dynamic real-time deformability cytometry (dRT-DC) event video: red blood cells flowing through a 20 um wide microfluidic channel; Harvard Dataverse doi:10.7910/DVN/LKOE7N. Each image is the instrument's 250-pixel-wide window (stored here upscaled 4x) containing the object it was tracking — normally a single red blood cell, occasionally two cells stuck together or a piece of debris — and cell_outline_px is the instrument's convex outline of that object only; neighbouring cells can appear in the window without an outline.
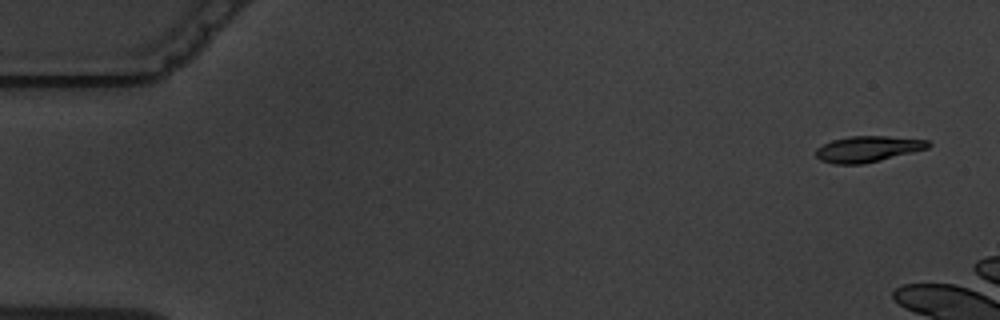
{"species": "common noctule bat (a hibernating species)", "species_latin": "Nyctalus noctula", "temperature_condition": "warm", "stored_images_in_passage": 6, "camera_frame_rate_fps": 3000, "um_per_image_px": 0.085, "animal": {"sex": "male", "body_mass_g": 19.5, "forearm_length_mm": 54.6}, "frame": {"image": 1, "passage_image": 1, "time_ms": 0.0, "image_size_px": [1000, 320], "cell_outline_px": [[932, 144], [928, 148], [864, 164], [832, 164], [820, 160], [816, 156], [816, 148], [832, 140], [848, 136], [888, 136], [928, 140]], "centroid_in_image_um": [73.75, 12.66], "position_along_channel_um": 11.3, "area_um2": 16.99}}